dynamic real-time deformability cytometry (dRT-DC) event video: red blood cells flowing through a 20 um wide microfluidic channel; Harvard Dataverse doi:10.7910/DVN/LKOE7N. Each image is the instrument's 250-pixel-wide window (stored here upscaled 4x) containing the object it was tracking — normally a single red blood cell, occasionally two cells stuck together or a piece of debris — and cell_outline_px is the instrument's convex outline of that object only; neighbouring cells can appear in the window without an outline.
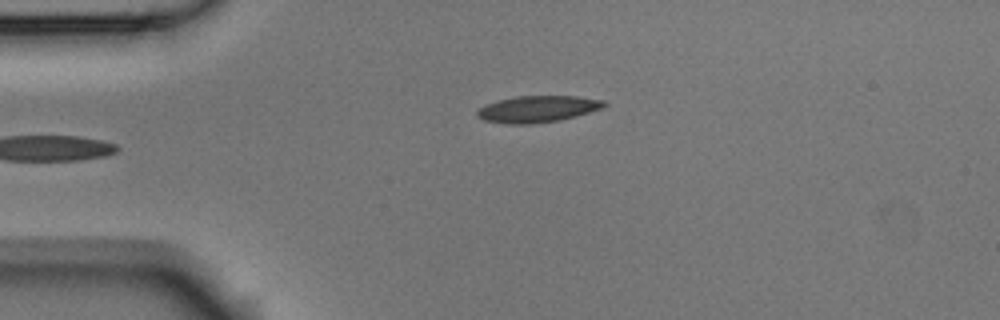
{"species": "Egyptian fruit bat (a non-hibernating species)", "species_latin": "Rousettus aegyptiacus", "temperature_condition": "room temperature", "stored_images_in_passage": 3, "camera_frame_rate_fps": 3000, "um_per_image_px": 0.085, "animal": {"sex": "male"}, "frame": {"image": 1, "passage_image": 3, "time_ms": 0.667, "image_size_px": [1000, 320], "cell_outline_px": [[608, 104], [604, 108], [576, 116], [560, 120], [528, 124], [508, 124], [484, 120], [476, 116], [476, 112], [480, 108], [496, 100], [516, 96], [576, 96], [604, 100]], "centroid_in_image_um": [45.72, 9.26], "position_along_channel_um": 39.3, "area_um2": 19.71}}